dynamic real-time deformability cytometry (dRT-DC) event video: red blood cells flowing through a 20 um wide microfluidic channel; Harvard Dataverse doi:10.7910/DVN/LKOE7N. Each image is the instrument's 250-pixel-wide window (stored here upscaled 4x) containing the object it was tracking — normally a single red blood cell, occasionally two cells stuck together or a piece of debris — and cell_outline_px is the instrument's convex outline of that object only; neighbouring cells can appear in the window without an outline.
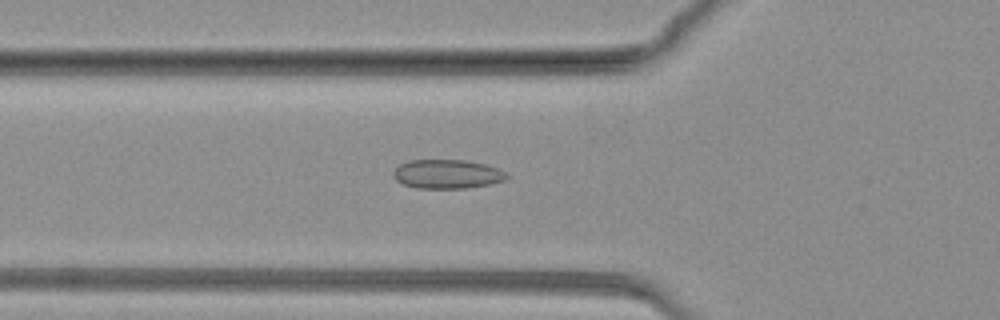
{"species": "common noctule bat (a hibernating species)", "species_latin": "Nyctalus noctula", "temperature_condition": "warm", "stored_images_in_passage": 83, "camera_frame_rate_fps": 3000, "um_per_image_px": 0.085, "animal": {"sex": "female", "body_mass_g": 19.3, "forearm_length_mm": 54.1}, "frame": {"image": 1, "passage_image": 30, "time_ms": 9.667, "image_size_px": [1000, 320], "cell_outline_px": [[508, 176], [504, 180], [488, 184], [464, 188], [416, 188], [404, 184], [396, 180], [392, 176], [392, 172], [400, 164], [408, 160], [464, 160], [484, 164], [496, 168], [504, 172]], "centroid_in_image_um": [37.94, 14.79], "position_along_channel_um": 87.9, "area_um2": 18.96}}
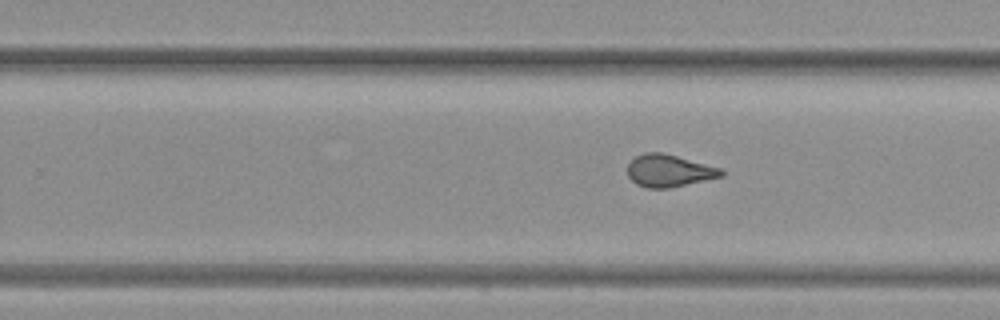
{"frame": {"image": 2, "passage_image": 52, "time_ms": 17.0, "image_size_px": [1000, 320], "cell_outline_px": [[724, 176], [668, 188], [648, 188], [636, 184], [628, 176], [628, 164], [636, 156], [644, 152], [660, 152], [676, 156], [720, 168], [724, 172]], "centroid_in_image_um": [56.84, 14.51], "position_along_channel_um": 273.0, "area_um2": 17.4}}
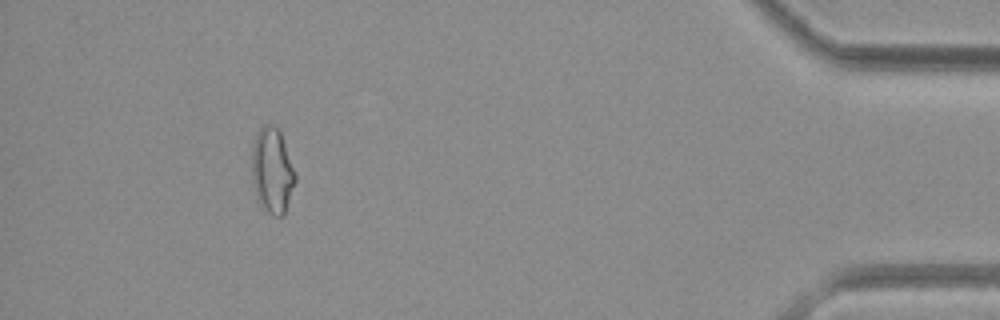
{"frame": {"image": 3, "passage_image": 76, "time_ms": 25.0, "image_size_px": [1000, 320], "cell_outline_px": [[296, 180], [284, 216], [272, 216], [256, 200], [252, 176], [252, 144], [260, 128], [268, 124], [272, 124], [280, 132], [296, 172]], "centroid_in_image_um": [23.14, 14.54], "position_along_channel_um": 412.1, "area_um2": 21.68}}